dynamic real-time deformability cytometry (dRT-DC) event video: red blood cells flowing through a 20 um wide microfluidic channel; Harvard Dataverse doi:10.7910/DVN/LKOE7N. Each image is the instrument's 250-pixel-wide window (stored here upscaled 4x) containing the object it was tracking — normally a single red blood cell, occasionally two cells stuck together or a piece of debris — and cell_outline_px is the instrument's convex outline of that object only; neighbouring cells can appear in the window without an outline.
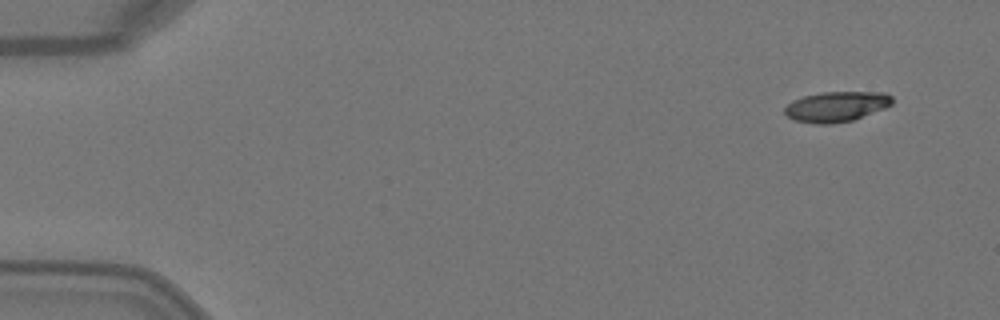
{"species": "Egyptian fruit bat (a non-hibernating species)", "species_latin": "Rousettus aegyptiacus", "temperature_condition": "warm", "stored_images_in_passage": 4, "camera_frame_rate_fps": 3000, "um_per_image_px": 0.085, "animal": {"sex": "female"}, "frame": {"image": 1, "passage_image": 1, "time_ms": 0.0, "image_size_px": [1000, 320], "cell_outline_px": [[892, 104], [884, 108], [852, 120], [832, 124], [816, 124], [796, 120], [788, 116], [784, 112], [784, 108], [792, 100], [804, 96], [824, 92], [884, 92], [892, 96]], "centroid_in_image_um": [71.09, 9.05], "position_along_channel_um": 13.9, "area_um2": 18.79}}
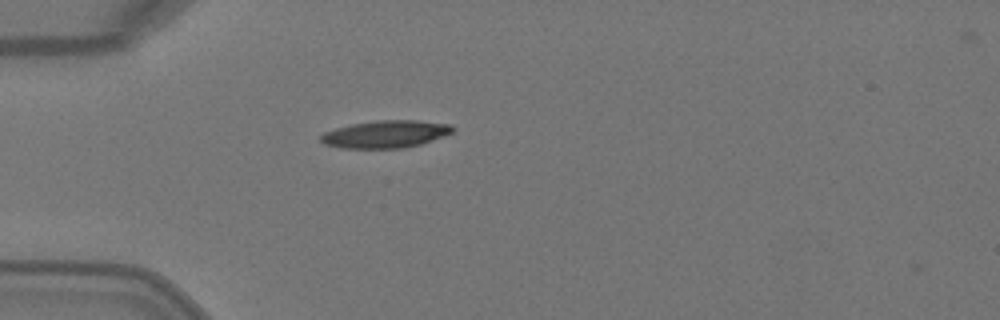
{"frame": {"image": 2, "passage_image": 4, "time_ms": 1.0, "image_size_px": [1000, 320], "cell_outline_px": [[452, 132], [444, 136], [420, 144], [404, 148], [340, 148], [324, 144], [320, 140], [320, 136], [324, 132], [336, 128], [352, 124], [376, 120], [416, 120], [452, 124]], "centroid_in_image_um": [32.75, 11.4], "position_along_channel_um": 52.2, "area_um2": 21.04}}